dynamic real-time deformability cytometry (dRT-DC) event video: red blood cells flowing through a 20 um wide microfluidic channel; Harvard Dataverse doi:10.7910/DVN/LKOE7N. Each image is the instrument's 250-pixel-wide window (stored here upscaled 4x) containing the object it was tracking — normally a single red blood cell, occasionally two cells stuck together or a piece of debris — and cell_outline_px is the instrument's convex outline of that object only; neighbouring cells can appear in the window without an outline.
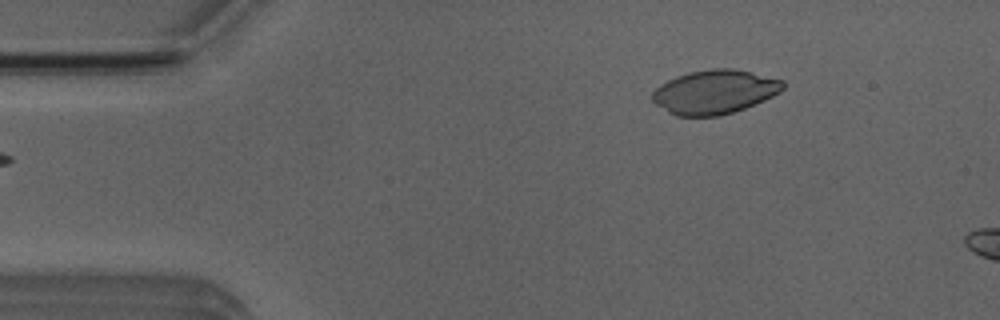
{"species": "Egyptian fruit bat (a non-hibernating species)", "species_latin": "Rousettus aegyptiacus", "temperature_condition": "room temperature", "stored_images_in_passage": 3, "camera_frame_rate_fps": 3000, "um_per_image_px": 0.085, "animal": {"sex": "male"}, "frame": {"image": 1, "passage_image": 3, "time_ms": 3.0, "image_size_px": [1000, 320], "cell_outline_px": [[784, 88], [780, 92], [764, 100], [744, 108], [720, 116], [676, 116], [668, 112], [656, 104], [652, 100], [652, 92], [660, 84], [676, 76], [688, 72], [712, 68], [732, 68], [784, 80]], "centroid_in_image_um": [60.72, 7.81], "position_along_channel_um": 24.3, "area_um2": 33.41}}